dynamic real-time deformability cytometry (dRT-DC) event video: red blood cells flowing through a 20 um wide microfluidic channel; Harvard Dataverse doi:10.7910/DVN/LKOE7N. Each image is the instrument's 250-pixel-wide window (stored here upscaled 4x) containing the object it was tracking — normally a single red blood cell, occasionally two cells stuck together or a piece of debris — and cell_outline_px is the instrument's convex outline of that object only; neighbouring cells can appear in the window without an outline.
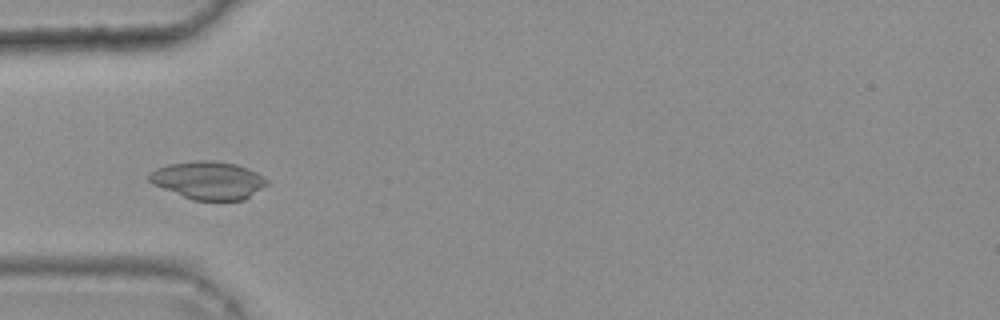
{"species": "common noctule bat (a hibernating species)", "species_latin": "Nyctalus noctula", "temperature_condition": "warm", "stored_images_in_passage": 40, "camera_frame_rate_fps": 3000, "um_per_image_px": 0.085, "animal": {"sex": "female", "body_mass_g": 25.1}, "frame": {"image": 1, "passage_image": 12, "time_ms": 3.667, "image_size_px": [1000, 320], "cell_outline_px": [[268, 184], [244, 200], [192, 200], [152, 184], [148, 180], [148, 176], [156, 168], [168, 164], [196, 160], [212, 160], [236, 164], [248, 168], [264, 176], [268, 180]], "centroid_in_image_um": [17.71, 15.32], "position_along_channel_um": 67.3, "area_um2": 26.07}}
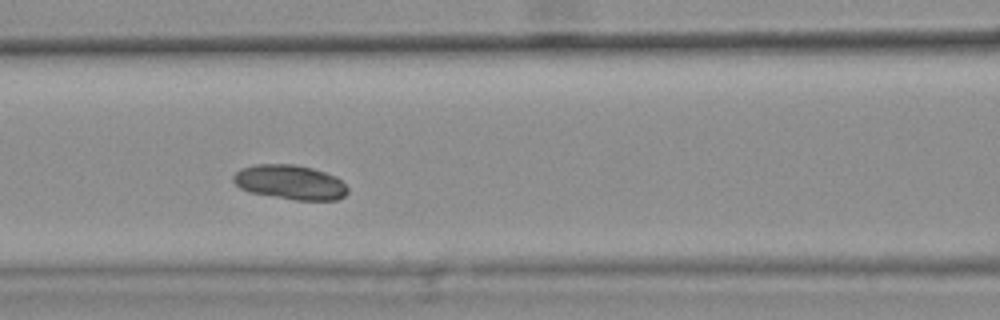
{"frame": {"image": 2, "passage_image": 18, "time_ms": 5.667, "image_size_px": [1000, 320], "cell_outline_px": [[348, 192], [344, 196], [336, 200], [296, 200], [252, 192], [240, 188], [232, 180], [232, 176], [240, 168], [256, 164], [296, 164], [312, 168], [336, 176], [348, 188]], "centroid_in_image_um": [24.66, 15.48], "position_along_channel_um": 141.9, "area_um2": 22.95}}